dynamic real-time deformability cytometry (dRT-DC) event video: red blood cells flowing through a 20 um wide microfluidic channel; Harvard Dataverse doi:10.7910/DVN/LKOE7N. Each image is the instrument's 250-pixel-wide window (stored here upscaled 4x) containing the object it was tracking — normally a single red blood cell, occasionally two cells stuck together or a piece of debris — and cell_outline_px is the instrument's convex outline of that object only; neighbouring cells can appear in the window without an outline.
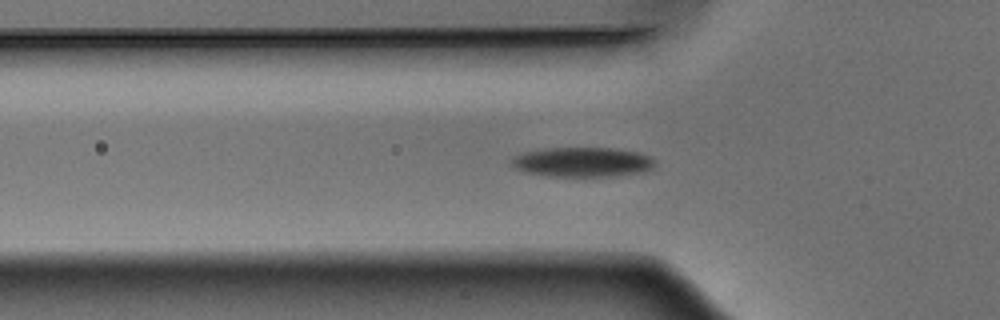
{"species": "Egyptian fruit bat (a non-hibernating species)", "species_latin": "Rousettus aegyptiacus", "temperature_condition": "warm", "stored_images_in_passage": 52, "camera_frame_rate_fps": 3000, "um_per_image_px": 0.085, "animal": {"sex": "male"}, "frame": {"image": 1, "passage_image": 16, "time_ms": 5.0, "image_size_px": [1000, 320], "cell_outline_px": [[656, 164], [652, 168], [644, 172], [616, 176], [544, 176], [524, 172], [512, 168], [508, 164], [508, 160], [512, 156], [524, 152], [544, 148], [616, 148], [640, 152], [652, 156], [656, 160]], "centroid_in_image_um": [49.48, 13.77], "position_along_channel_um": 76.3, "area_um2": 25.55}}
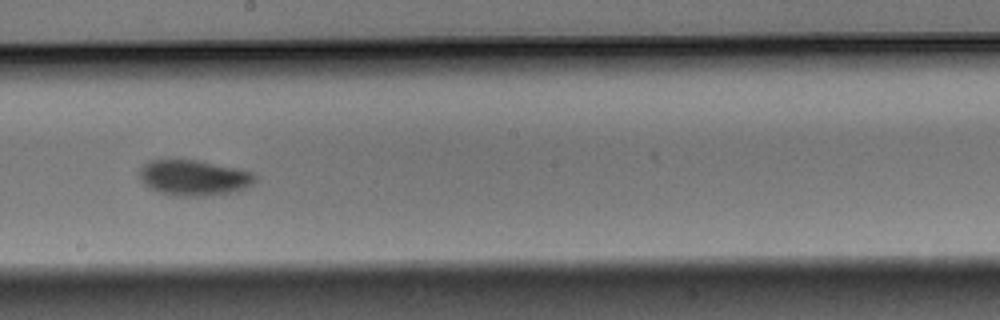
{"frame": {"image": 2, "passage_image": 28, "time_ms": 9.0, "image_size_px": [1000, 320], "cell_outline_px": [[256, 180], [248, 188], [240, 192], [204, 196], [176, 196], [160, 192], [148, 188], [140, 180], [140, 168], [144, 164], [152, 160], [196, 160], [236, 168], [252, 172], [256, 176]], "centroid_in_image_um": [16.51, 15.13], "position_along_channel_um": 231.7, "area_um2": 24.16}}
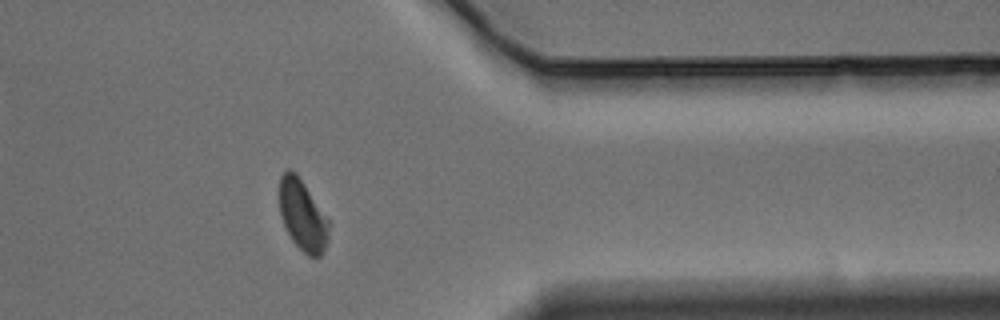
{"frame": {"image": 3, "passage_image": 41, "time_ms": 13.333, "image_size_px": [1000, 320], "cell_outline_px": [[328, 240], [320, 256], [308, 256], [292, 240], [284, 224], [280, 212], [280, 176], [288, 168], [296, 172], [328, 220]], "centroid_in_image_um": [25.7, 18.28], "position_along_channel_um": 385.7, "area_um2": 19.83}, "authors_computed_cell_mechanics": {"area_um2": 22.7154, "velocity_mm_per_s": 3.867, "shape_relaxation_time_tau1_ms": 2.4728, "shape_relaxation_time_tau2_ms": 4.089, "deformation_change_tau1": 0.1333, "deformation_change_tau2": 0.0773}}